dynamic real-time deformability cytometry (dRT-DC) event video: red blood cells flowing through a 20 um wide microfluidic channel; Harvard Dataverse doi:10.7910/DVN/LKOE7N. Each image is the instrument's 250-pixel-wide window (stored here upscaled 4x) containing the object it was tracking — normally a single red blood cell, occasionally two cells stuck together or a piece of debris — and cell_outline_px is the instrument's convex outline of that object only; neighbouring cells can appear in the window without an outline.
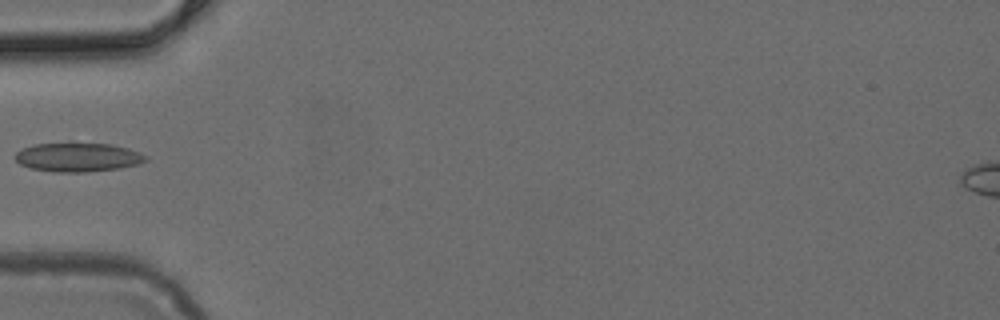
{"species": "common noctule bat (a hibernating species)", "species_latin": "Nyctalus noctula", "temperature_condition": "cold", "stored_images_in_passage": 4, "camera_frame_rate_fps": 3000, "um_per_image_px": 0.085, "animal": {"sex": "female", "body_mass_g": 24.6, "forearm_length_mm": 56.2}, "frame": {"image": 1, "passage_image": 4, "time_ms": 1.0, "image_size_px": [1000, 320], "cell_outline_px": [[148, 160], [140, 164], [120, 168], [84, 172], [56, 172], [32, 168], [20, 164], [16, 160], [16, 152], [24, 148], [36, 144], [68, 140], [72, 140], [112, 144], [128, 148], [140, 152], [148, 156]], "centroid_in_image_um": [6.66, 13.31], "position_along_channel_um": 78.3, "area_um2": 22.89}}